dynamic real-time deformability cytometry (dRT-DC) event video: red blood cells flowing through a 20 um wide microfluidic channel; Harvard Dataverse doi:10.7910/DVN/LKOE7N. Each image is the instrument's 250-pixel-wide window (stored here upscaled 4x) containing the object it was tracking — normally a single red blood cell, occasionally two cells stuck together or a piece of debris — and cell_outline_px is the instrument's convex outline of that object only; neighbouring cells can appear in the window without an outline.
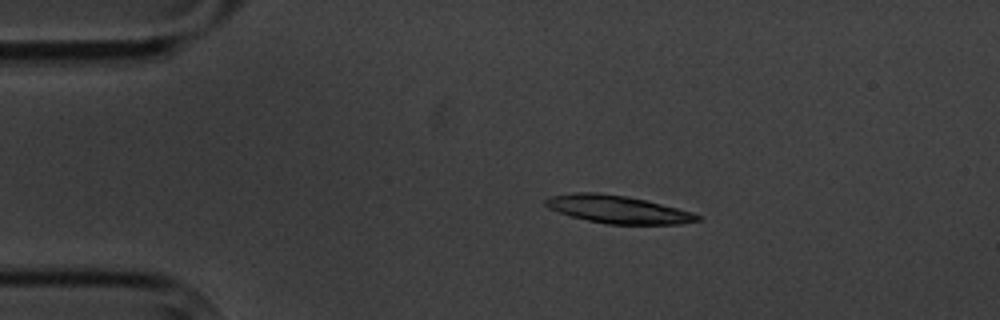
{"species": "common noctule bat (a hibernating species)", "species_latin": "Nyctalus noctula", "temperature_condition": "cold", "stored_images_in_passage": 9, "camera_frame_rate_fps": 3000, "um_per_image_px": 0.085, "animal": {"sex": "male", "body_mass_g": 20.1, "forearm_length_mm": 53.5}, "frame": {"image": 1, "passage_image": 1, "time_ms": 0.0, "image_size_px": [1000, 320], "cell_outline_px": [[704, 216], [700, 220], [680, 224], [608, 224], [588, 220], [572, 216], [548, 208], [544, 204], [544, 200], [552, 196], [572, 192], [596, 192], [624, 196], [644, 200], [692, 212]], "centroid_in_image_um": [52.52, 17.8], "position_along_channel_um": 32.5, "area_um2": 24.28}}